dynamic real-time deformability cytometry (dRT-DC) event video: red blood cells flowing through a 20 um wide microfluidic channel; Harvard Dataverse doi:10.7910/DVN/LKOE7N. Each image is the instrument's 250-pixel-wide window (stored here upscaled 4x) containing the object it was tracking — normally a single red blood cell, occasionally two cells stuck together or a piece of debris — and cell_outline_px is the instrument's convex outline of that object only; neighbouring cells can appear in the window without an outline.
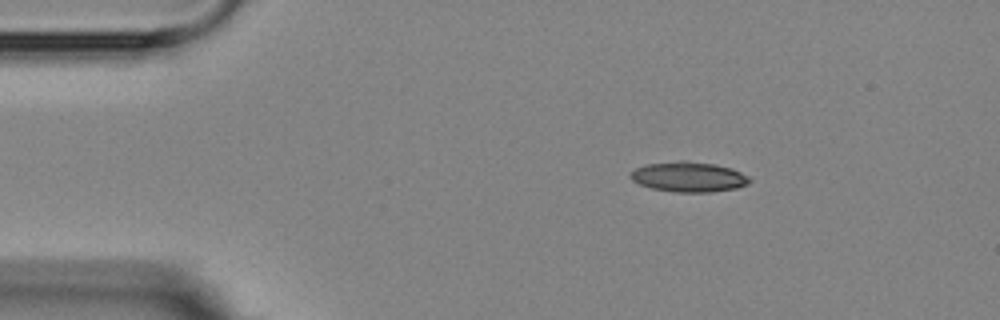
{"species": "Egyptian fruit bat (a non-hibernating species)", "species_latin": "Rousettus aegyptiacus", "temperature_condition": "room temperature", "stored_images_in_passage": 4, "camera_frame_rate_fps": 3000, "um_per_image_px": 0.085, "animal": {"sex": "female"}, "frame": {"image": 1, "passage_image": 2, "time_ms": 1.0, "image_size_px": [1000, 320], "cell_outline_px": [[752, 180], [748, 184], [736, 188], [712, 192], [676, 192], [652, 188], [640, 184], [632, 180], [628, 176], [636, 168], [648, 164], [680, 160], [684, 160], [712, 164], [732, 168], [748, 176]], "centroid_in_image_um": [58.55, 15.03], "position_along_channel_um": 26.4, "area_um2": 20.81}}
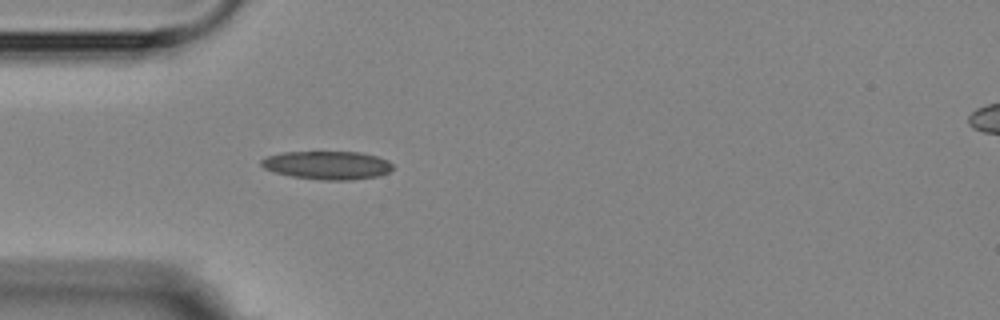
{"frame": {"image": 2, "passage_image": 4, "time_ms": 3.333, "image_size_px": [1000, 320], "cell_outline_px": [[392, 168], [388, 172], [380, 176], [352, 180], [320, 180], [292, 176], [276, 172], [264, 168], [260, 164], [260, 160], [268, 156], [284, 152], [360, 152], [376, 156], [388, 160], [392, 164]], "centroid_in_image_um": [27.84, 14.04], "position_along_channel_um": 57.2, "area_um2": 21.68}}